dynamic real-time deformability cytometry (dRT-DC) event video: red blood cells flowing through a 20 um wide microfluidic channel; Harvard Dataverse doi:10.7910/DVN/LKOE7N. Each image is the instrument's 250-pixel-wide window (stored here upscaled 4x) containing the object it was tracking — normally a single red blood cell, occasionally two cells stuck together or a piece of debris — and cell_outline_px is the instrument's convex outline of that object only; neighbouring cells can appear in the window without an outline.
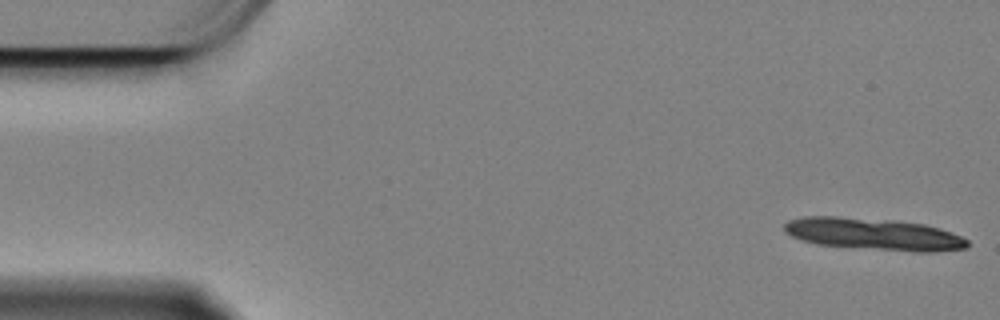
{"species": "Egyptian fruit bat (a non-hibernating species)", "species_latin": "Rousettus aegyptiacus", "temperature_condition": "cold", "stored_images_in_passage": 12, "camera_frame_rate_fps": 3000, "um_per_image_px": 0.085, "animal": {"sex": "female"}, "frame": {"image": 1, "passage_image": 1, "time_ms": 0.0, "image_size_px": [1000, 320], "cell_outline_px": [[968, 248], [936, 252], [912, 252], [816, 244], [800, 240], [784, 232], [784, 224], [788, 220], [804, 216], [836, 216], [924, 224], [960, 236], [968, 240]], "centroid_in_image_um": [74.21, 19.91], "position_along_channel_um": 10.8, "area_um2": 33.76}}